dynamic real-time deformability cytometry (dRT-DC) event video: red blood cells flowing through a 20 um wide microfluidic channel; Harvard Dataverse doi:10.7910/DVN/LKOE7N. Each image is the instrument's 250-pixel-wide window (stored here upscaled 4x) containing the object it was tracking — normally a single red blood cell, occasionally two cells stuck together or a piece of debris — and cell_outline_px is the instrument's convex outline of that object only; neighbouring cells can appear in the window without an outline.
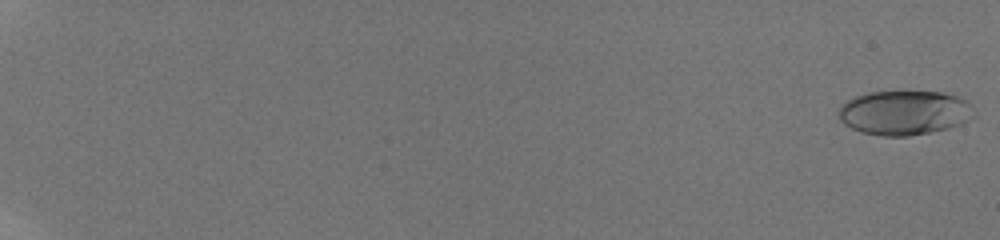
{"species": "human", "species_latin": "Homo sapiens", "temperature_condition": "room temperature", "stored_images_in_passage": 11, "camera_frame_rate_fps": 3000, "um_per_image_px": 0.085, "donor": {"sex": "male"}, "frame": {"image": 1, "passage_image": 1, "time_ms": 0.0, "image_size_px": [1000, 240], "cell_outline_px": [[976, 116], [960, 124], [948, 128], [932, 132], [908, 136], [884, 136], [860, 132], [844, 124], [836, 116], [836, 112], [840, 104], [844, 100], [868, 92], [904, 88], [944, 92], [956, 96], [972, 104], [976, 112]], "centroid_in_image_um": [76.85, 9.52], "position_along_channel_um": 8.2, "area_um2": 36.65}}
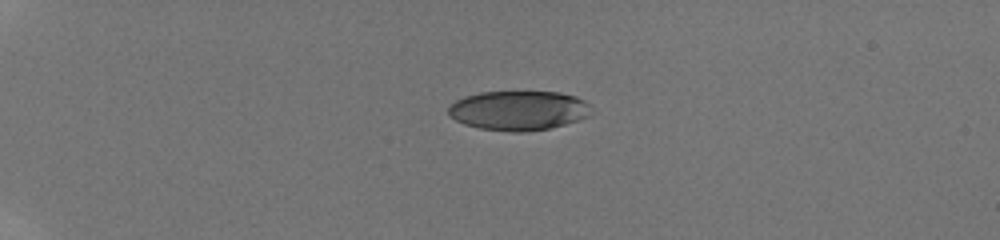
{"frame": {"image": 2, "passage_image": 6, "time_ms": 5.333, "image_size_px": [1000, 240], "cell_outline_px": [[596, 112], [592, 116], [580, 120], [548, 128], [524, 132], [512, 132], [480, 128], [464, 124], [456, 120], [448, 112], [448, 108], [456, 100], [464, 96], [480, 92], [560, 92], [576, 96], [584, 100]], "centroid_in_image_um": [44.15, 9.39], "position_along_channel_um": 40.9, "area_um2": 33.12}}
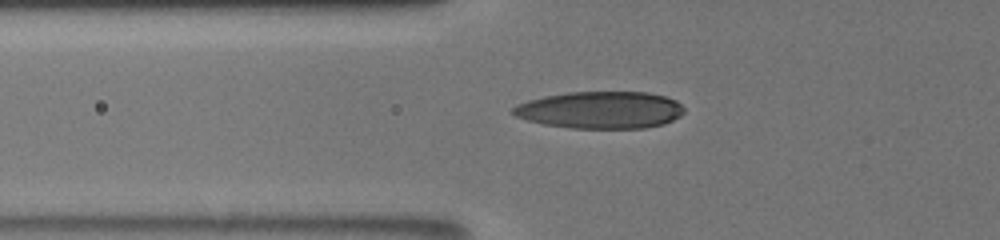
{"frame": {"image": 3, "passage_image": 10, "time_ms": 8.0, "image_size_px": [1000, 240], "cell_outline_px": [[684, 112], [680, 116], [664, 124], [644, 128], [572, 128], [544, 124], [528, 120], [516, 116], [508, 112], [516, 104], [528, 100], [544, 96], [568, 92], [648, 92], [664, 96], [676, 100], [684, 108]], "centroid_in_image_um": [51.02, 9.34], "position_along_channel_um": 74.8, "area_um2": 37.11}}